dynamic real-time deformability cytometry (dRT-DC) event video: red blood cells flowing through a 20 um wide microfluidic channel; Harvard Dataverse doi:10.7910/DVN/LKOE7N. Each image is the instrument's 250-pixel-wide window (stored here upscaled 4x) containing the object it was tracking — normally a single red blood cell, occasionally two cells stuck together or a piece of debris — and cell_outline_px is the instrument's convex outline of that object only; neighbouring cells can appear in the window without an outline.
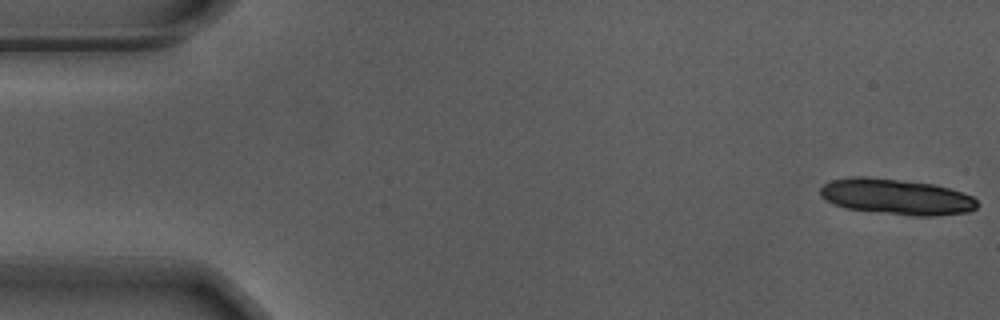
{"species": "Egyptian fruit bat (a non-hibernating species)", "species_latin": "Rousettus aegyptiacus", "temperature_condition": "warm", "stored_images_in_passage": 6, "camera_frame_rate_fps": 3000, "um_per_image_px": 0.085, "animal": {"sex": "male"}, "frame": {"image": 1, "passage_image": 1, "time_ms": 0.0, "image_size_px": [1000, 320], "cell_outline_px": [[980, 204], [976, 208], [968, 212], [936, 216], [912, 216], [848, 208], [832, 204], [820, 196], [820, 188], [824, 184], [832, 180], [856, 176], [864, 176], [936, 184], [972, 196]], "centroid_in_image_um": [76.21, 16.72], "position_along_channel_um": 8.8, "area_um2": 32.66}}